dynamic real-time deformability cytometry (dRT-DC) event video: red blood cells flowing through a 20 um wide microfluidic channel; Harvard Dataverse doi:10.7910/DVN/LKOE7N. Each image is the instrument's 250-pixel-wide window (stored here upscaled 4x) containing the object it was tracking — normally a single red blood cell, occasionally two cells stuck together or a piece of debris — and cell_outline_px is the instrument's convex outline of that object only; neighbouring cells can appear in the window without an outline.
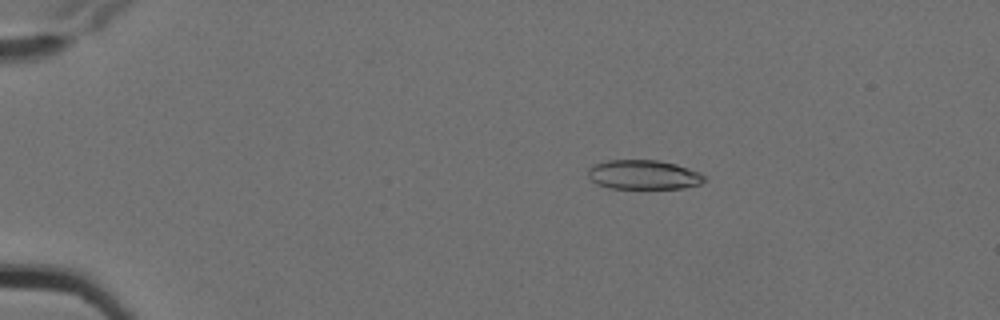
{"species": "Egyptian fruit bat (a non-hibernating species)", "species_latin": "Rousettus aegyptiacus", "temperature_condition": "cold", "stored_images_in_passage": 5, "camera_frame_rate_fps": 3000, "um_per_image_px": 0.085, "animal": {"sex": "female"}, "frame": {"image": 1, "passage_image": 3, "time_ms": 0.667, "image_size_px": [1000, 320], "cell_outline_px": [[704, 180], [700, 184], [684, 188], [608, 188], [596, 184], [588, 176], [588, 168], [596, 164], [608, 160], [656, 160], [676, 164], [700, 172], [704, 176]], "centroid_in_image_um": [54.69, 14.85], "position_along_channel_um": 30.3, "area_um2": 19.83}}